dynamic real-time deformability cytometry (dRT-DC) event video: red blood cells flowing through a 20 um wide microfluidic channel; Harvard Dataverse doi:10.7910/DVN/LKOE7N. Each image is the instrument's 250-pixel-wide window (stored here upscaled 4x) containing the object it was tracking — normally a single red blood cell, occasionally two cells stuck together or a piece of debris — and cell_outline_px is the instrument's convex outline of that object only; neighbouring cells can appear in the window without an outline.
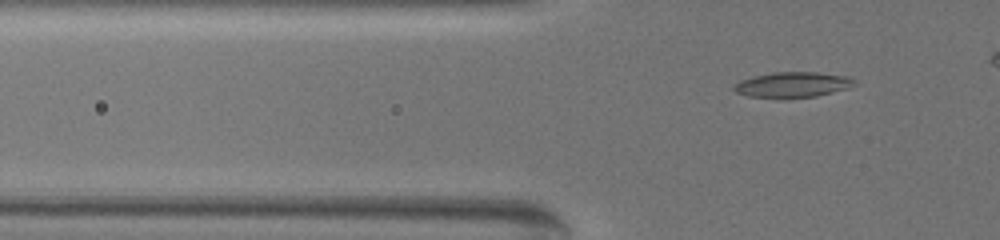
{"species": "common noctule bat (a hibernating species)", "species_latin": "Nyctalus noctula", "temperature_condition": "warm", "stored_images_in_passage": 53, "camera_frame_rate_fps": 3000, "um_per_image_px": 0.085, "animal": {"sex": "female", "body_mass_g": 19.5, "forearm_length_mm": 54.1}, "frame": {"image": 1, "passage_image": 16, "time_ms": 5.0, "image_size_px": [1000, 240], "cell_outline_px": [[852, 84], [848, 88], [816, 96], [748, 96], [736, 92], [732, 88], [740, 80], [752, 76], [772, 72], [816, 72], [852, 76]], "centroid_in_image_um": [67.36, 7.16], "position_along_channel_um": 58.4, "area_um2": 17.22}}
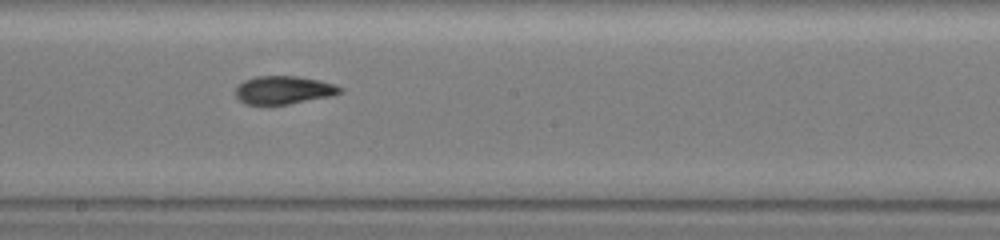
{"frame": {"image": 2, "passage_image": 33, "time_ms": 10.667, "image_size_px": [1000, 240], "cell_outline_px": [[344, 92], [328, 96], [288, 104], [244, 104], [236, 96], [236, 88], [244, 80], [256, 76], [300, 76], [320, 80], [336, 84], [344, 88]], "centroid_in_image_um": [24.14, 7.64], "position_along_channel_um": 224.1, "area_um2": 17.11}}
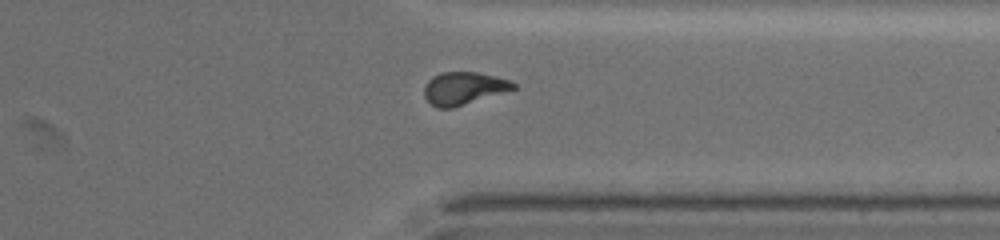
{"frame": {"image": 3, "passage_image": 47, "time_ms": 15.333, "image_size_px": [1000, 240], "cell_outline_px": [[516, 88], [452, 108], [436, 108], [424, 96], [424, 84], [432, 76], [440, 72], [476, 72], [508, 80], [516, 84]], "centroid_in_image_um": [39.35, 7.5], "position_along_channel_um": 372.1, "area_um2": 16.7}}